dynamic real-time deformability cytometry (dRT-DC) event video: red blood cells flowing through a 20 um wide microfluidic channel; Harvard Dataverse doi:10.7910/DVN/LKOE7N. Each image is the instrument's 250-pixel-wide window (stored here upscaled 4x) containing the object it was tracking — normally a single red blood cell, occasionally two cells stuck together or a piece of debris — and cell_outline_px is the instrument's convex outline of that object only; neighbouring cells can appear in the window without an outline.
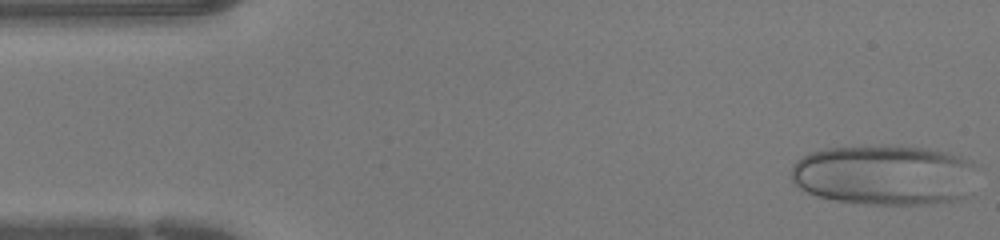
{"species": "human", "species_latin": "Homo sapiens", "temperature_condition": "warm", "stored_images_in_passage": 44, "camera_frame_rate_fps": 3000, "um_per_image_px": 0.085, "donor": {"sex": "female"}, "frame": {"image": 1, "passage_image": 1, "time_ms": 0.0, "image_size_px": [1000, 240], "cell_outline_px": [[972, 164], [968, 196], [960, 200], [932, 204], [868, 204], [836, 200], [816, 196], [800, 188], [792, 180], [792, 164], [796, 160], [808, 152], [824, 148], [864, 144], [900, 144], [928, 148], [948, 152], [972, 160]], "centroid_in_image_um": [75.13, 14.83], "position_along_channel_um": 9.9, "area_um2": 66.53}}
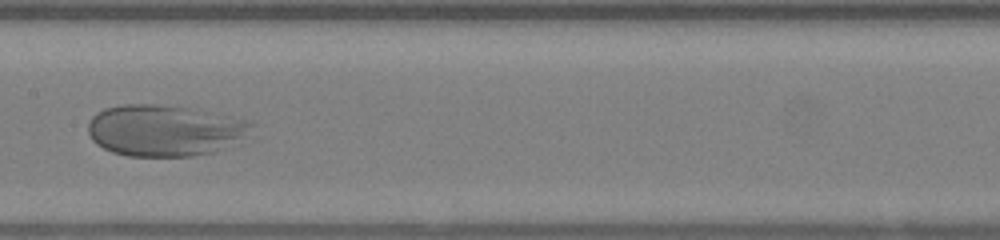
{"frame": {"image": 2, "passage_image": 21, "time_ms": 6.667, "image_size_px": [1000, 240], "cell_outline_px": [[256, 124], [224, 148], [216, 152], [192, 156], [128, 156], [112, 152], [96, 144], [92, 140], [88, 132], [88, 124], [92, 116], [96, 112], [104, 108], [124, 104], [156, 104], [188, 108], [252, 120]], "centroid_in_image_um": [13.93, 11.08], "position_along_channel_um": 193.5, "area_um2": 48.67}}
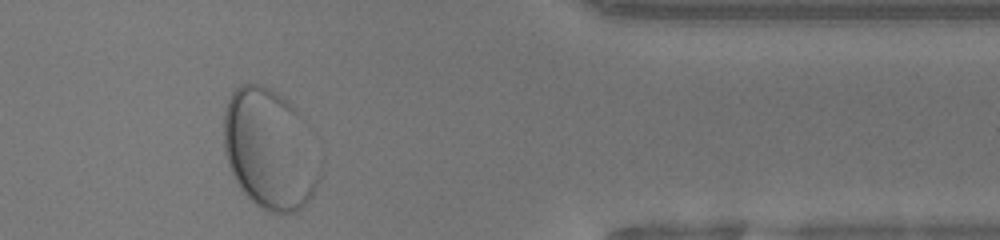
{"frame": {"image": 3, "passage_image": 36, "time_ms": 11.667, "image_size_px": [1000, 240], "cell_outline_px": [[320, 176], [312, 196], [296, 212], [272, 212], [256, 204], [240, 188], [228, 164], [224, 152], [224, 112], [228, 100], [232, 92], [240, 84], [264, 84], [280, 96], [300, 116], [320, 172]], "centroid_in_image_um": [22.85, 12.7], "position_along_channel_um": 388.6, "area_um2": 65.6}}